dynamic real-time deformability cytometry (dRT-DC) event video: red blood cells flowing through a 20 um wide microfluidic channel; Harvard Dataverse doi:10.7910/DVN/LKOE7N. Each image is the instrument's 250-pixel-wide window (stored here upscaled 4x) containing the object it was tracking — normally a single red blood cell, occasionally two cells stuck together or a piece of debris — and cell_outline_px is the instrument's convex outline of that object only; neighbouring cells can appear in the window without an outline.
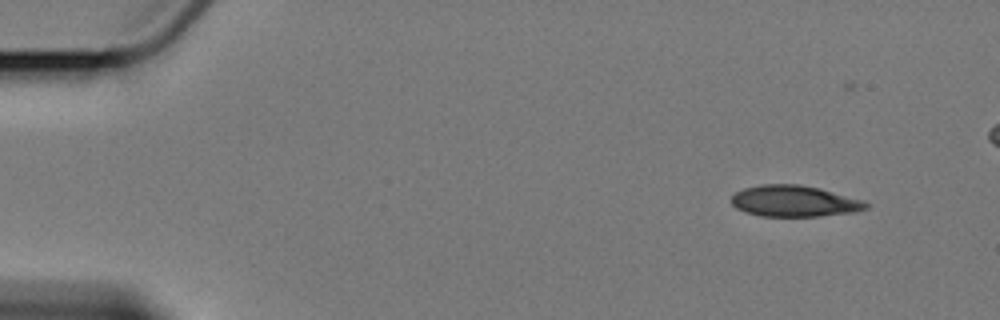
{"species": "Egyptian fruit bat (a non-hibernating species)", "species_latin": "Rousettus aegyptiacus", "temperature_condition": "cold", "stored_images_in_passage": 10, "camera_frame_rate_fps": 3000, "um_per_image_px": 0.085, "animal": {"sex": "female"}, "frame": {"image": 1, "passage_image": 1, "time_ms": 0.0, "image_size_px": [1000, 320], "cell_outline_px": [[872, 204], [868, 208], [856, 212], [820, 216], [760, 216], [744, 212], [736, 208], [732, 204], [732, 196], [736, 192], [744, 188], [760, 184], [800, 184], [820, 188], [864, 200]], "centroid_in_image_um": [67.56, 17.09], "position_along_channel_um": 17.4, "area_um2": 24.8}}
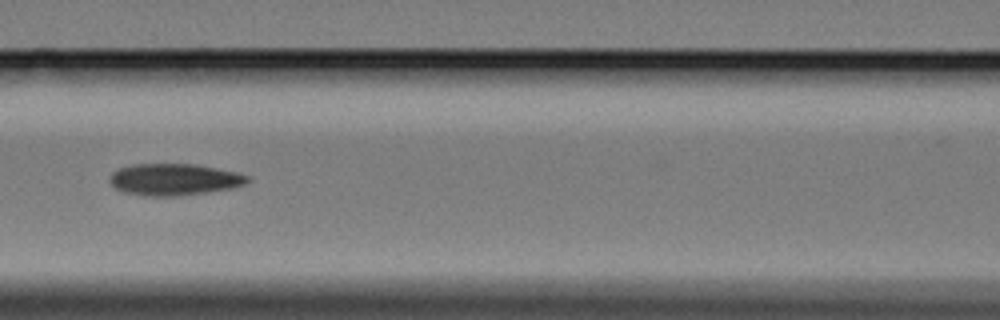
{"frame": {"image": 2, "passage_image": 7, "time_ms": 7.0, "image_size_px": [1000, 320], "cell_outline_px": [[248, 180], [244, 184], [228, 188], [204, 192], [172, 196], [148, 196], [124, 192], [116, 188], [108, 180], [112, 172], [120, 168], [132, 164], [196, 164], [236, 172], [248, 176]], "centroid_in_image_um": [14.74, 15.24], "position_along_channel_um": 151.9, "area_um2": 25.03}}
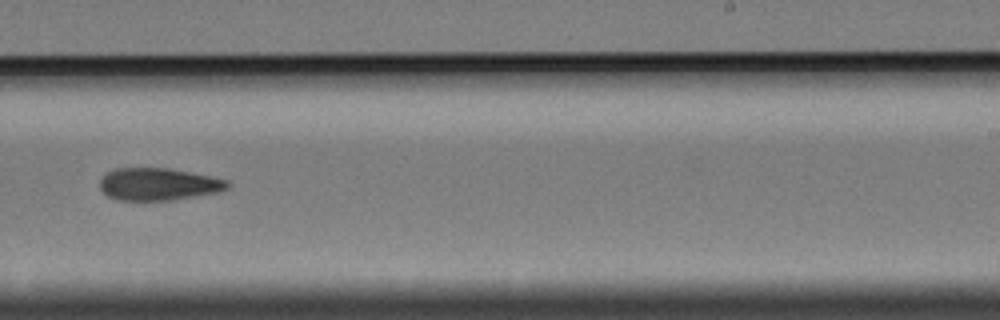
{"frame": {"image": 3, "passage_image": 10, "time_ms": 10.667, "image_size_px": [1000, 320], "cell_outline_px": [[232, 184], [228, 188], [220, 192], [172, 200], [116, 200], [108, 196], [100, 188], [100, 180], [104, 172], [112, 168], [168, 168], [228, 180]], "centroid_in_image_um": [13.44, 15.65], "position_along_channel_um": 275.6, "area_um2": 24.22}}